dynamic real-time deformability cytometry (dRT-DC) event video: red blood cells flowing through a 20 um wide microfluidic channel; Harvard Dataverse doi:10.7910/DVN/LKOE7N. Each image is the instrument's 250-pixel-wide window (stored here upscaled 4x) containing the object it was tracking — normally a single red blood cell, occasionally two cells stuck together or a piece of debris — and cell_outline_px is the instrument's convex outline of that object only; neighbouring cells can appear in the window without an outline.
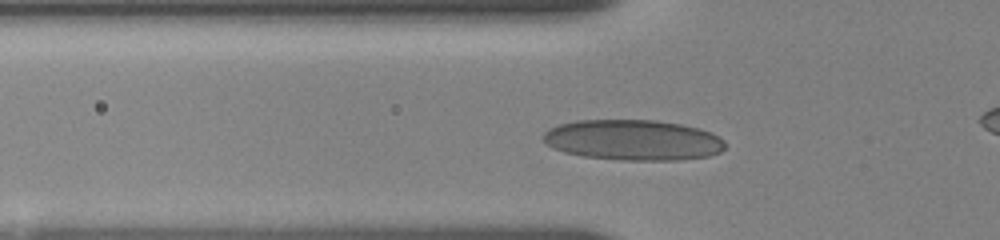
{"species": "human", "species_latin": "Homo sapiens", "temperature_condition": "room temperature", "stored_images_in_passage": 32, "camera_frame_rate_fps": 3000, "um_per_image_px": 0.085, "donor": {"sex": "female"}, "frame": {"image": 1, "passage_image": 8, "time_ms": 3.333, "image_size_px": [1000, 240], "cell_outline_px": [[724, 148], [720, 152], [708, 156], [676, 160], [620, 160], [584, 156], [564, 152], [552, 148], [544, 140], [544, 132], [548, 128], [560, 124], [576, 120], [656, 120], [680, 124], [712, 132], [720, 136], [724, 140]], "centroid_in_image_um": [53.81, 11.9], "position_along_channel_um": 72.0, "area_um2": 43.0}}
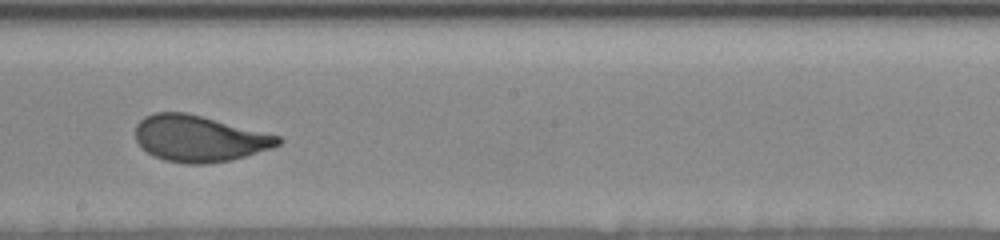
{"frame": {"image": 2, "passage_image": 18, "time_ms": 7.667, "image_size_px": [1000, 240], "cell_outline_px": [[284, 140], [280, 144], [272, 148], [232, 160], [208, 164], [184, 164], [164, 160], [152, 156], [136, 140], [136, 124], [144, 116], [156, 112], [184, 112], [280, 136]], "centroid_in_image_um": [16.93, 11.79], "position_along_channel_um": 231.3, "area_um2": 38.32}}
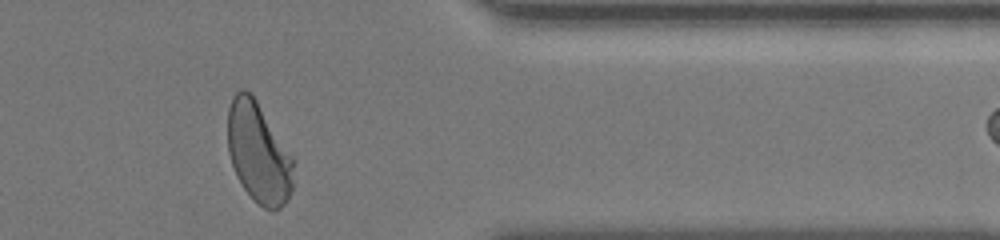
{"frame": {"image": 3, "passage_image": 29, "time_ms": 12.333, "image_size_px": [1000, 240], "cell_outline_px": [[292, 188], [284, 204], [280, 208], [264, 208], [244, 188], [236, 176], [228, 152], [228, 108], [232, 96], [240, 88], [244, 88], [252, 92], [292, 156]], "centroid_in_image_um": [21.94, 12.91], "position_along_channel_um": 389.5, "area_um2": 38.09}, "authors_computed_cell_mechanics": {"area_um2": 38.5526, "velocity_mm_per_s": 3.667, "shape_relaxation_time_tau1_ms": 3.6497, "shape_relaxation_time_tau2_ms": null, "deformation_change_tau1": 0.1398, "deformation_change_tau2": null}}